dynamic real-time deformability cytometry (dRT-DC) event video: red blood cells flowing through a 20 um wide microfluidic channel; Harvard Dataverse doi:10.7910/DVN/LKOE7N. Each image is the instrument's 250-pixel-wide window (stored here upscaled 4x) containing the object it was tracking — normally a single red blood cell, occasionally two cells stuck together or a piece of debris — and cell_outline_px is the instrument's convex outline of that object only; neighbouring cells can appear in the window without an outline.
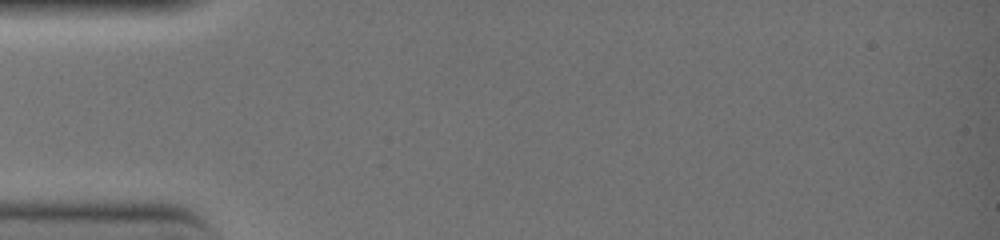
{"species": "common noctule bat (a hibernating species)", "species_latin": "Nyctalus noctula", "temperature_condition": "warm", "stored_images_in_passage": 2, "camera_frame_rate_fps": 3000, "um_per_image_px": 0.085, "animal": {"sex": "female", "body_mass_g": 19.0, "forearm_length_mm": 51.5}, "frame": {"image": 1, "passage_image": 1, "time_ms": 0.0, "image_size_px": [1000, 240], "cell_outline_px": [[160, 160], [156, 164], [140, 168], [36, 168], [28, 164], [28, 160], [44, 156], [128, 156]], "centroid_in_image_um": [7.75, 13.78], "position_along_channel_um": 77.2, "area_um2": 10.23}}